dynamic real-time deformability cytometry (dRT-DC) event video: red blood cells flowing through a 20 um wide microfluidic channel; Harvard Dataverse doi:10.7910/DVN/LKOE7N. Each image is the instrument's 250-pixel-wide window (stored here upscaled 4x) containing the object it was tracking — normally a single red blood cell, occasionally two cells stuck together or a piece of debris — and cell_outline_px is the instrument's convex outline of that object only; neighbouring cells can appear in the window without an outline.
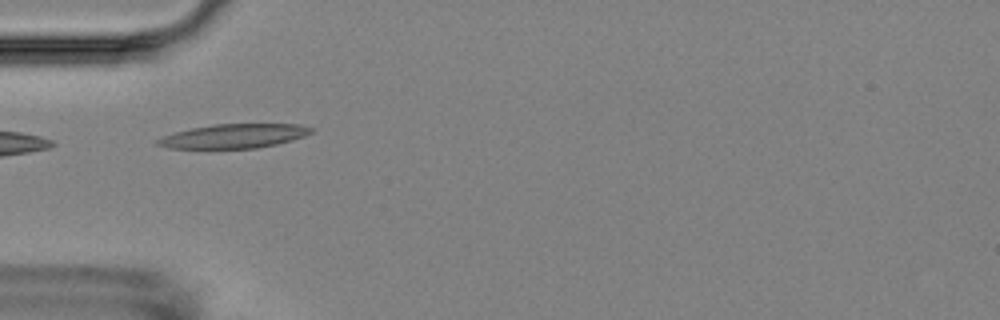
{"species": "Egyptian fruit bat (a non-hibernating species)", "species_latin": "Rousettus aegyptiacus", "temperature_condition": "room temperature", "stored_images_in_passage": 16, "camera_frame_rate_fps": 3000, "um_per_image_px": 0.085, "animal": {"sex": "female"}, "frame": {"image": 1, "passage_image": 5, "time_ms": 5.0, "image_size_px": [1000, 320], "cell_outline_px": [[316, 128], [312, 132], [304, 136], [292, 140], [276, 144], [256, 148], [168, 148], [156, 144], [156, 140], [164, 136], [176, 132], [192, 128], [212, 124], [300, 124]], "centroid_in_image_um": [19.93, 11.56], "position_along_channel_um": 65.1, "area_um2": 21.5}}
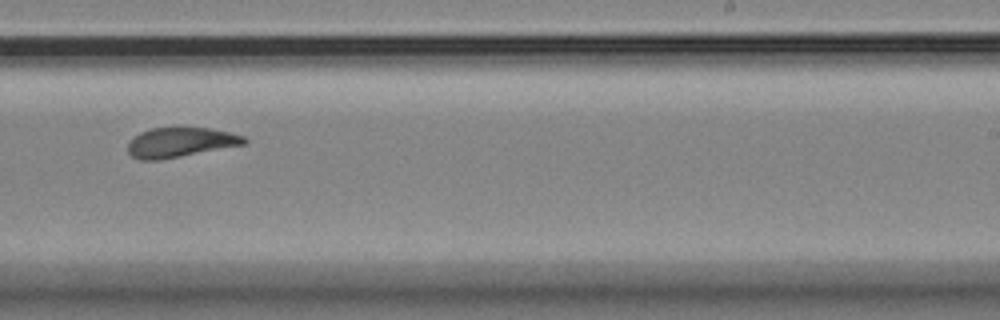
{"frame": {"image": 2, "passage_image": 10, "time_ms": 11.0, "image_size_px": [1000, 320], "cell_outline_px": [[248, 140], [244, 144], [160, 160], [140, 160], [132, 156], [128, 152], [128, 144], [140, 132], [152, 128], [212, 128], [244, 136]], "centroid_in_image_um": [15.32, 12.1], "position_along_channel_um": 273.7, "area_um2": 19.83}}
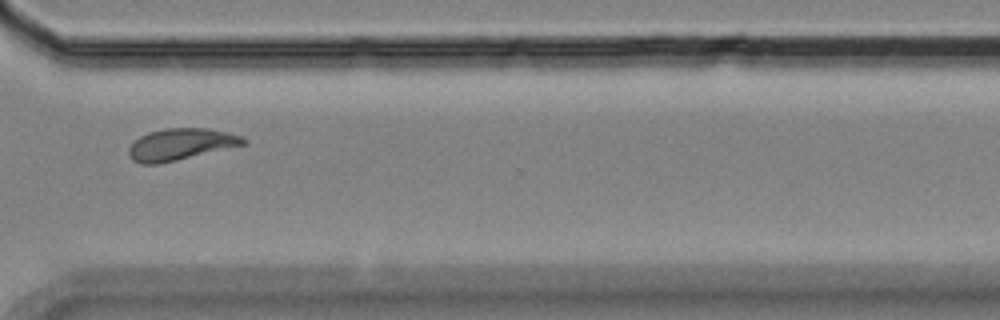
{"frame": {"image": 3, "passage_image": 12, "time_ms": 13.333, "image_size_px": [1000, 320], "cell_outline_px": [[248, 144], [176, 160], [156, 164], [140, 164], [132, 160], [128, 156], [128, 148], [140, 136], [148, 132], [164, 128], [208, 128], [228, 132], [240, 136], [248, 140]], "centroid_in_image_um": [15.36, 12.26], "position_along_channel_um": 355.2, "area_um2": 21.21}, "authors_computed_cell_mechanics": {"area_um2": 21.0681, "velocity_mm_per_s": 3.4955, "shape_relaxation_time_tau1_ms": 3.7459, "shape_relaxation_time_tau2_ms": 1.5537, "deformation_change_tau1": 0.1495, "deformation_change_tau2": 0.0914}}